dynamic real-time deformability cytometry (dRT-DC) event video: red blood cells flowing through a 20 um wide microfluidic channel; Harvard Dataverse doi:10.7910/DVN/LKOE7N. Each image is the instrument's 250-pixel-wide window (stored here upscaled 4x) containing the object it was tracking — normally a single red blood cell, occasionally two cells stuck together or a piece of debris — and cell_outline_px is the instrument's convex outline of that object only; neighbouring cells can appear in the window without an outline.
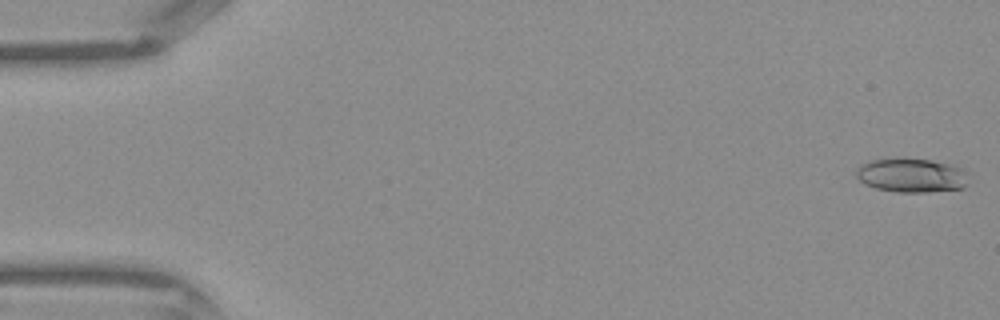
{"species": "Egyptian fruit bat (a non-hibernating species)", "species_latin": "Rousettus aegyptiacus", "temperature_condition": "warm", "stored_images_in_passage": 14, "camera_frame_rate_fps": 3000, "um_per_image_px": 0.085, "frame": {"image": 1, "passage_image": 1, "time_ms": 0.0, "image_size_px": [1000, 320], "cell_outline_px": [[972, 172], [968, 184], [964, 188], [928, 192], [896, 192], [876, 188], [864, 184], [856, 176], [856, 168], [860, 164], [872, 160], [892, 156], [904, 156], [928, 160], [948, 164], [964, 168]], "centroid_in_image_um": [77.52, 14.87], "position_along_channel_um": 7.5, "area_um2": 23.29}}
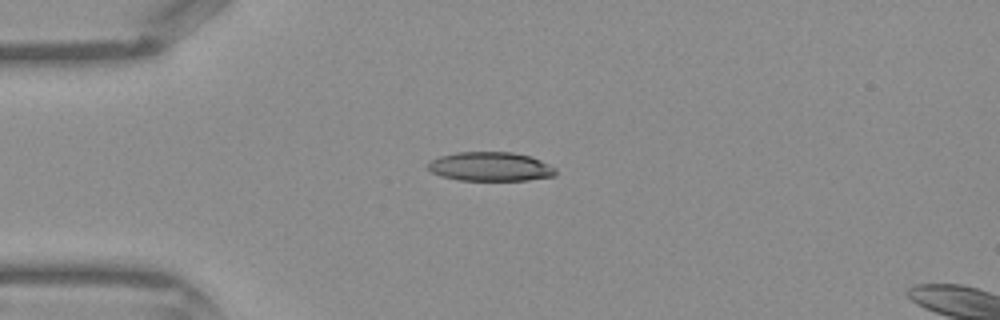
{"frame": {"image": 2, "passage_image": 11, "time_ms": 3.333, "image_size_px": [1000, 320], "cell_outline_px": [[556, 176], [528, 180], [460, 180], [440, 176], [432, 172], [428, 168], [428, 164], [432, 160], [440, 156], [456, 152], [512, 152], [532, 156], [556, 168]], "centroid_in_image_um": [41.71, 14.16], "position_along_channel_um": 43.3, "area_um2": 21.68}}